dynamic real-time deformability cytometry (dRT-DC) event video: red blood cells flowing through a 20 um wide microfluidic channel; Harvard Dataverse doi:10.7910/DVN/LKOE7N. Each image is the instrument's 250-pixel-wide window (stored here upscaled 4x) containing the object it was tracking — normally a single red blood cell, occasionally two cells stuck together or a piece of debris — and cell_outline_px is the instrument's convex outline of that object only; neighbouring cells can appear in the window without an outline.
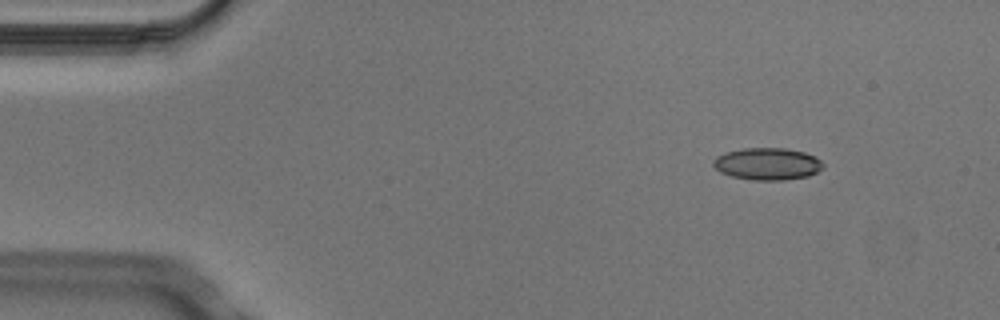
{"species": "Egyptian fruit bat (a non-hibernating species)", "species_latin": "Rousettus aegyptiacus", "temperature_condition": "cold", "stored_images_in_passage": 5, "camera_frame_rate_fps": 3000, "um_per_image_px": 0.085, "animal": {"sex": "male"}, "frame": {"image": 1, "passage_image": 1, "time_ms": 0.0, "image_size_px": [1000, 320], "cell_outline_px": [[824, 168], [808, 176], [784, 180], [752, 180], [732, 176], [720, 172], [712, 164], [712, 160], [716, 156], [724, 152], [744, 148], [784, 148], [804, 152], [820, 160], [824, 164]], "centroid_in_image_um": [65.2, 13.93], "position_along_channel_um": 19.8, "area_um2": 20.58}}